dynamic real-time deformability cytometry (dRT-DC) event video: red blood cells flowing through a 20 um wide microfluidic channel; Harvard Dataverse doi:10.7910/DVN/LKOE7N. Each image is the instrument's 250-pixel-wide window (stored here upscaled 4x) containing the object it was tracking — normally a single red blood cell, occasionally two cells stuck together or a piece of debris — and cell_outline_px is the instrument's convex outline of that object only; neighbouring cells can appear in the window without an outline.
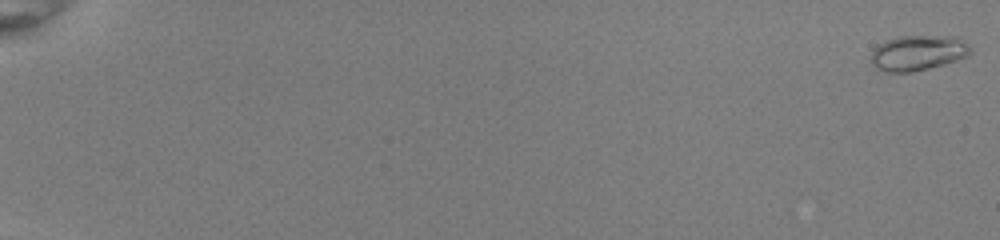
{"species": "common noctule bat (a hibernating species)", "species_latin": "Nyctalus noctula", "temperature_condition": "room temperature", "stored_images_in_passage": 33, "camera_frame_rate_fps": 3000, "um_per_image_px": 0.085, "animal": {"sex": "female", "body_mass_g": 22.0, "forearm_length_mm": 56.7}, "frame": {"image": 1, "passage_image": 1, "time_ms": 0.0, "image_size_px": [1000, 240], "cell_outline_px": [[972, 52], [968, 56], [944, 64], [912, 72], [884, 72], [876, 68], [872, 64], [872, 48], [876, 44], [884, 40], [896, 36], [960, 36], [972, 48]], "centroid_in_image_um": [78.02, 4.47], "position_along_channel_um": 7.0, "area_um2": 20.87}}
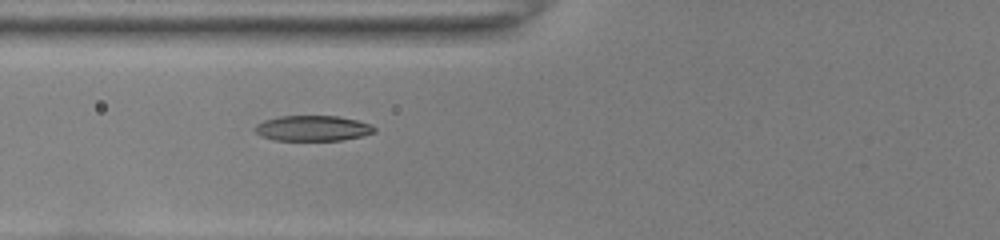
{"frame": {"image": 2, "passage_image": 24, "time_ms": 7.667, "image_size_px": [1000, 240], "cell_outline_px": [[376, 132], [360, 136], [340, 140], [276, 140], [260, 136], [252, 128], [256, 124], [264, 120], [280, 116], [340, 116], [372, 124], [376, 128]], "centroid_in_image_um": [26.57, 10.89], "position_along_channel_um": 99.2, "area_um2": 17.74}}
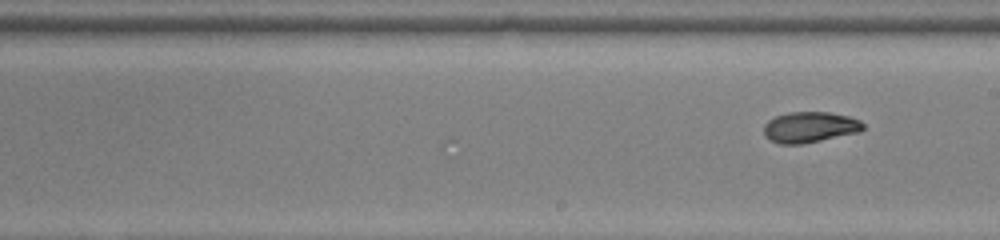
{"frame": {"image": 3, "passage_image": 33, "time_ms": 10.667, "image_size_px": [1000, 240], "cell_outline_px": [[864, 128], [860, 132], [800, 144], [780, 144], [764, 136], [764, 124], [768, 120], [776, 116], [788, 112], [828, 112], [848, 116], [860, 120], [864, 124]], "centroid_in_image_um": [68.83, 10.8], "position_along_channel_um": 220.2, "area_um2": 17.74}}